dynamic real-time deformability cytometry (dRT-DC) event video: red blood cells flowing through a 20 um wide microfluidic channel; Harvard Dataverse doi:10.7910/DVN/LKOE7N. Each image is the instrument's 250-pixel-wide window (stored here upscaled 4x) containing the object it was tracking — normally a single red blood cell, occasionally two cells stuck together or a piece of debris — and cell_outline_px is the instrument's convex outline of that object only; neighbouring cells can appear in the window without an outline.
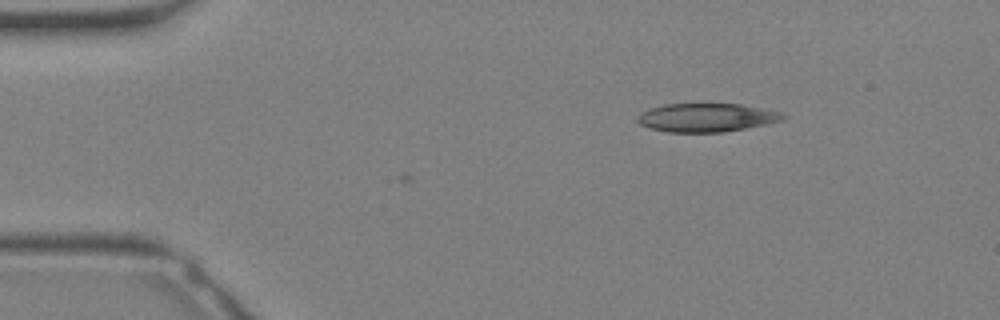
{"species": "Egyptian fruit bat (a non-hibernating species)", "species_latin": "Rousettus aegyptiacus", "temperature_condition": "warm", "stored_images_in_passage": 2, "camera_frame_rate_fps": 3000, "um_per_image_px": 0.085, "animal": {"sex": "female"}, "frame": {"image": 1, "passage_image": 2, "time_ms": 0.333, "image_size_px": [1000, 320], "cell_outline_px": [[788, 116], [784, 120], [724, 132], [668, 132], [648, 128], [640, 124], [636, 120], [636, 116], [640, 112], [664, 104], [740, 104], [780, 112]], "centroid_in_image_um": [60.02, 9.99], "position_along_channel_um": 25.0, "area_um2": 24.1}}